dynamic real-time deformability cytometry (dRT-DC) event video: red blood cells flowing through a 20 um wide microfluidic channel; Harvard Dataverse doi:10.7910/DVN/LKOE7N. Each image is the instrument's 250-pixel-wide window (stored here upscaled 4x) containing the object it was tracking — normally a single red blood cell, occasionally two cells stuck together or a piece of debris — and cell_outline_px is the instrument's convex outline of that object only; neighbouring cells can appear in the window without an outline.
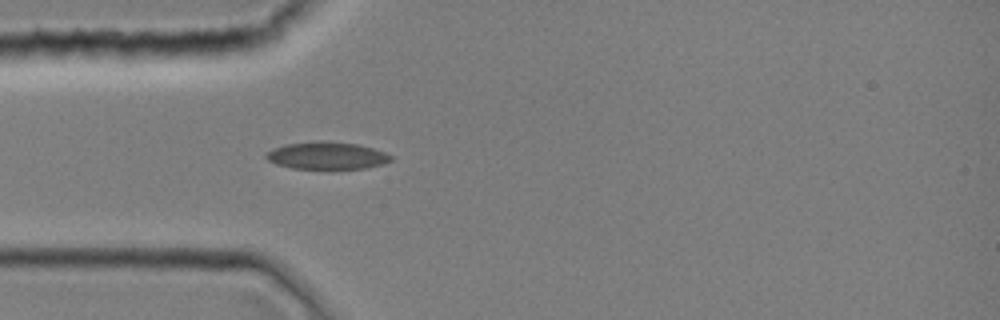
{"species": "common noctule bat (a hibernating species)", "species_latin": "Nyctalus noctula", "temperature_condition": "room temperature", "stored_images_in_passage": 1, "camera_frame_rate_fps": 3000, "um_per_image_px": 0.085, "animal": {"sex": "female", "body_mass_g": 19.0, "forearm_length_mm": 51.5}, "frame": {"image": 1, "passage_image": 1, "time_ms": 0.0, "image_size_px": [1000, 320], "cell_outline_px": [[392, 160], [384, 164], [364, 168], [332, 172], [292, 168], [276, 164], [268, 160], [264, 156], [264, 152], [272, 148], [284, 144], [320, 140], [328, 140], [356, 144], [372, 148], [384, 152], [392, 156]], "centroid_in_image_um": [27.75, 13.26], "position_along_channel_um": 57.3, "area_um2": 21.04}}